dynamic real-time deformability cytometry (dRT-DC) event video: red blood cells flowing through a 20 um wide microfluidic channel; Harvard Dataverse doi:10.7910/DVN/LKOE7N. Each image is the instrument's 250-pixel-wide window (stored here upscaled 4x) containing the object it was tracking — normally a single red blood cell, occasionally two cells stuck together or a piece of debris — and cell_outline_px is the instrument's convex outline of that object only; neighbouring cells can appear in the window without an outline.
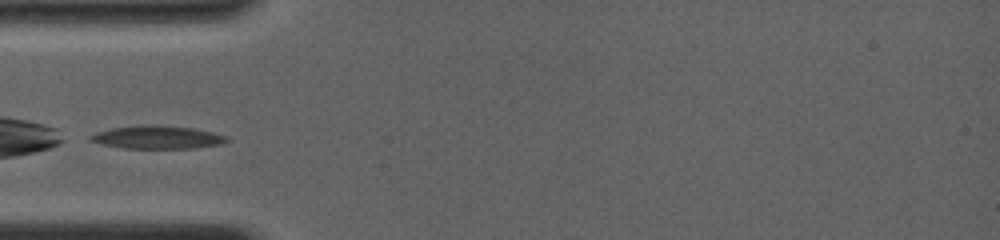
{"species": "common noctule bat (a hibernating species)", "species_latin": "Nyctalus noctula", "temperature_condition": "room temperature", "stored_images_in_passage": 2, "camera_frame_rate_fps": 4000, "um_per_image_px": 0.085, "animal": {"sex": "female", "body_mass_g": 19.0, "forearm_length_mm": 56.7}, "frame": {"image": 1, "passage_image": 1, "time_ms": 0.0, "image_size_px": [1000, 240], "cell_outline_px": [[228, 140], [224, 144], [196, 148], [124, 148], [100, 144], [88, 140], [88, 136], [96, 132], [112, 128], [140, 124], [160, 124], [196, 128], [228, 136]], "centroid_in_image_um": [13.38, 11.65], "position_along_channel_um": 71.6, "area_um2": 18.79}}